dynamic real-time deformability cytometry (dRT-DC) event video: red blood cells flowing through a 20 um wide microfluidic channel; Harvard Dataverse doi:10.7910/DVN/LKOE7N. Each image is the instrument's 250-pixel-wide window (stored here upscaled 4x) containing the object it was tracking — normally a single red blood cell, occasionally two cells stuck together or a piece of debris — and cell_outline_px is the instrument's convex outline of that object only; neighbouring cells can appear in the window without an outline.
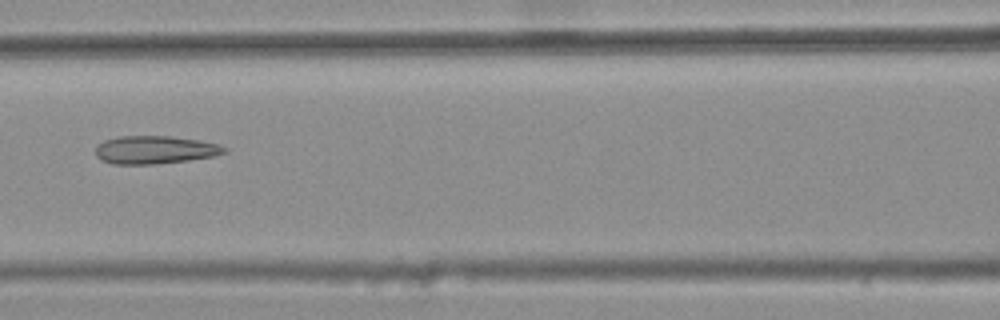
{"species": "common noctule bat (a hibernating species)", "species_latin": "Nyctalus noctula", "temperature_condition": "warm", "stored_images_in_passage": 9, "camera_frame_rate_fps": 3000, "um_per_image_px": 0.085, "animal": {"sex": "female", "body_mass_g": 25.1}, "frame": {"image": 1, "passage_image": 6, "time_ms": 1.667, "image_size_px": [1000, 320], "cell_outline_px": [[228, 152], [212, 156], [188, 160], [152, 164], [112, 164], [100, 160], [96, 156], [96, 144], [104, 140], [120, 136], [172, 136], [220, 144], [228, 148]], "centroid_in_image_um": [13.15, 12.73], "position_along_channel_um": 153.5, "area_um2": 21.1}}
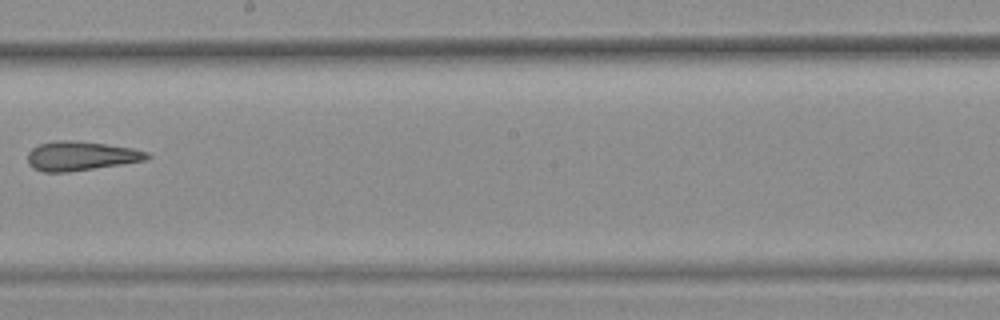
{"frame": {"image": 2, "passage_image": 8, "time_ms": 2.333, "image_size_px": [1000, 320], "cell_outline_px": [[152, 156], [144, 160], [120, 164], [68, 172], [44, 172], [32, 168], [28, 164], [28, 152], [32, 148], [40, 144], [56, 140], [72, 140], [104, 144], [132, 148], [148, 152]], "centroid_in_image_um": [6.83, 13.25], "position_along_channel_um": 241.4, "area_um2": 20.17}}
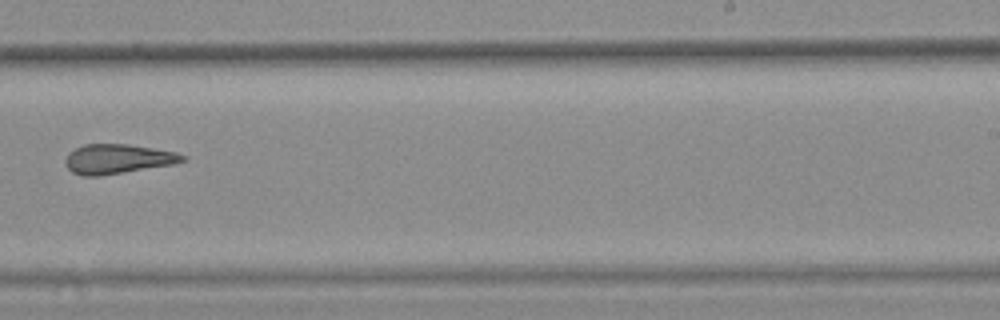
{"frame": {"image": 3, "passage_image": 9, "time_ms": 2.667, "image_size_px": [1000, 320], "cell_outline_px": [[188, 160], [172, 164], [100, 176], [84, 176], [72, 172], [68, 168], [64, 160], [68, 152], [84, 144], [128, 144], [176, 152], [184, 156]], "centroid_in_image_um": [9.97, 13.51], "position_along_channel_um": 279.0, "area_um2": 20.06}}